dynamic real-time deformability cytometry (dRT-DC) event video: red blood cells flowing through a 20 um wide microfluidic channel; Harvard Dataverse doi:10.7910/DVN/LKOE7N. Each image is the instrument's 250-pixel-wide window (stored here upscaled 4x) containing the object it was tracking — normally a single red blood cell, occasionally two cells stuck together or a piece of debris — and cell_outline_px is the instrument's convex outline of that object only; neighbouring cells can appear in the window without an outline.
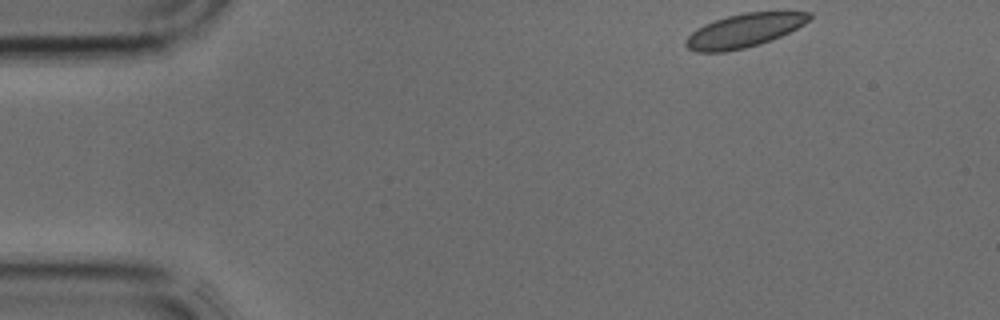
{"species": "common noctule bat (a hibernating species)", "species_latin": "Nyctalus noctula", "temperature_condition": "cold", "stored_images_in_passage": 2, "camera_frame_rate_fps": 3000, "um_per_image_px": 0.085, "animal": {"sex": "male", "body_mass_g": 17.9, "forearm_length_mm": 54.2}, "frame": {"image": 1, "passage_image": 1, "time_ms": 0.0, "image_size_px": [1000, 320], "cell_outline_px": [[812, 16], [804, 24], [780, 36], [760, 44], [744, 48], [724, 52], [696, 52], [688, 48], [684, 44], [684, 40], [696, 28], [704, 24], [728, 16], [744, 12], [812, 12]], "centroid_in_image_um": [63.21, 2.6], "position_along_channel_um": 21.8, "area_um2": 23.99}}